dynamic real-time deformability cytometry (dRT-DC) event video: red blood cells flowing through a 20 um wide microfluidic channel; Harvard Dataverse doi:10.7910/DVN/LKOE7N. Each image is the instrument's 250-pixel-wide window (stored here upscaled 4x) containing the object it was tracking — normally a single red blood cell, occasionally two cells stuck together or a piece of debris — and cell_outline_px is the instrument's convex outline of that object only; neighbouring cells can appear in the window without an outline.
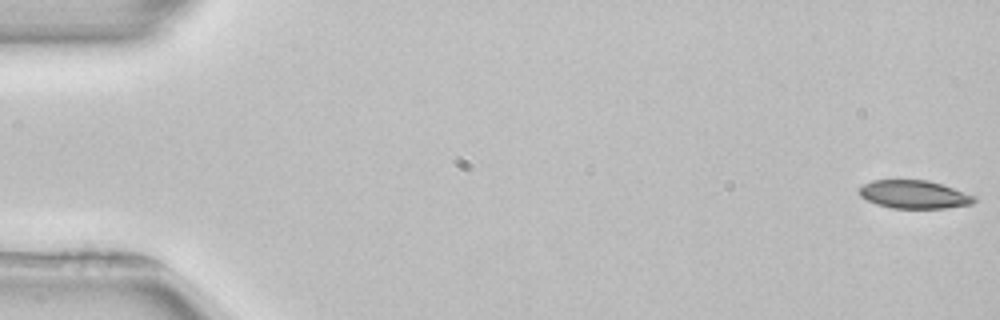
{"species": "common noctule bat (a hibernating species)", "species_latin": "Nyctalus noctula", "temperature_condition": "room temperature", "stored_images_in_passage": 53, "camera_frame_rate_fps": 3000, "um_per_image_px": 0.085, "animal": {"sex": "female", "body_mass_g": 22.7, "forearm_length_mm": 54.2}, "frame": {"image": 1, "passage_image": 1, "time_ms": 0.0, "image_size_px": [1000, 320], "cell_outline_px": [[976, 200], [972, 204], [944, 208], [892, 208], [876, 204], [860, 196], [860, 188], [864, 184], [872, 180], [928, 180], [976, 196]], "centroid_in_image_um": [77.7, 16.53], "position_along_channel_um": 7.3, "area_um2": 18.67}}
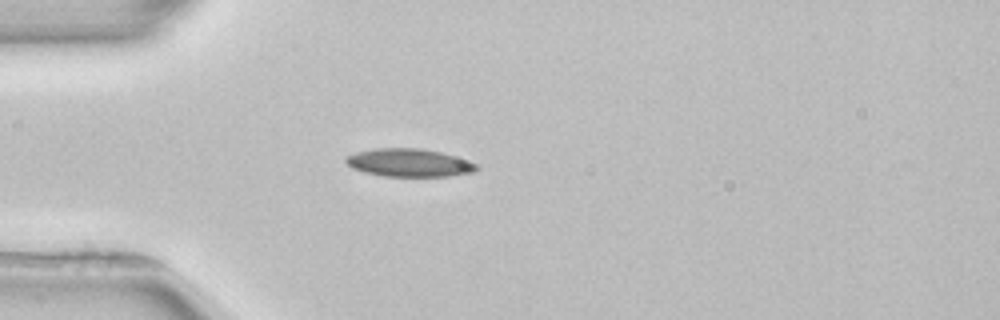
{"frame": {"image": 2, "passage_image": 15, "time_ms": 4.667, "image_size_px": [1000, 320], "cell_outline_px": [[480, 168], [472, 172], [448, 176], [384, 176], [364, 172], [352, 168], [344, 160], [344, 156], [356, 152], [376, 148], [420, 148], [440, 152], [476, 164]], "centroid_in_image_um": [34.71, 13.83], "position_along_channel_um": 50.3, "area_um2": 21.1}}
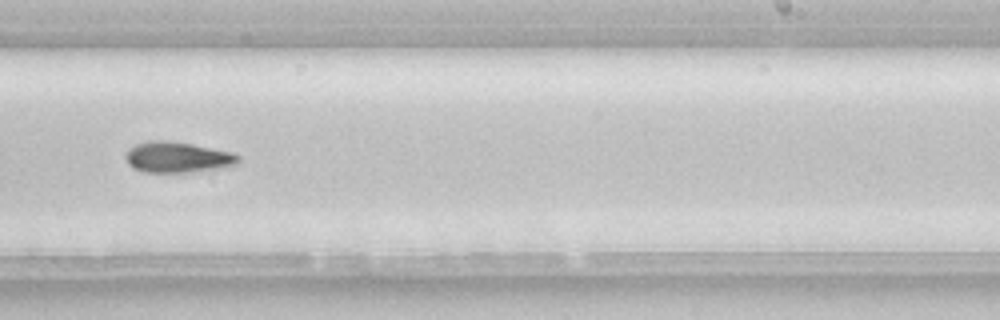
{"frame": {"image": 3, "passage_image": 33, "time_ms": 10.667, "image_size_px": [1000, 320], "cell_outline_px": [[240, 160], [236, 164], [220, 168], [192, 172], [144, 172], [132, 168], [128, 164], [124, 156], [128, 148], [136, 144], [148, 140], [164, 140], [192, 144], [232, 152], [240, 156]], "centroid_in_image_um": [15.05, 13.36], "position_along_channel_um": 274.0, "area_um2": 20.35}, "authors_computed_cell_mechanics": {"area_um2": 20.1722, "velocity_mm_per_s": 3.9379, "shape_relaxation_time_tau1_ms": 6.6649, "shape_relaxation_time_tau2_ms": null, "deformation_change_tau1": 0.1222, "deformation_change_tau2": null}}